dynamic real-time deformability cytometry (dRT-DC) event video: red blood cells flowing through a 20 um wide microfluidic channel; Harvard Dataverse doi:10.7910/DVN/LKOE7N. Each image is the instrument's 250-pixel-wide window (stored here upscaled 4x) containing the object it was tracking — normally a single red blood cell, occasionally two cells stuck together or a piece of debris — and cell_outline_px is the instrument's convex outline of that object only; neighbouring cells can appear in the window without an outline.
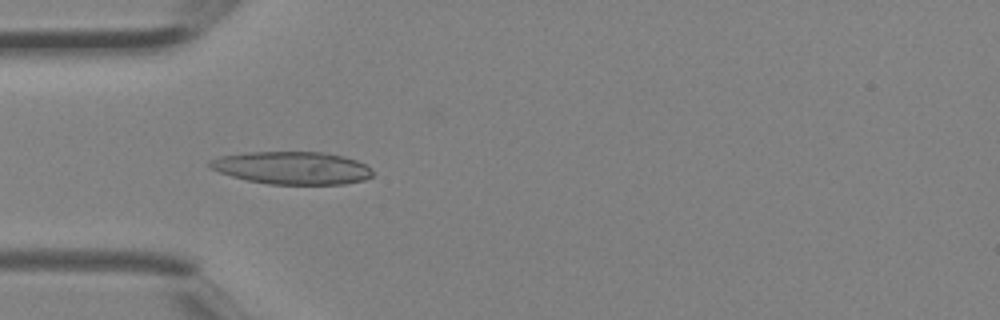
{"species": "Egyptian fruit bat (a non-hibernating species)", "species_latin": "Rousettus aegyptiacus", "temperature_condition": "room temperature", "stored_images_in_passage": 4, "camera_frame_rate_fps": 3000, "um_per_image_px": 0.085, "animal": {"sex": "female"}, "frame": {"image": 1, "passage_image": 3, "time_ms": 0.667, "image_size_px": [1000, 320], "cell_outline_px": [[372, 176], [364, 180], [344, 184], [268, 184], [248, 180], [232, 176], [208, 168], [208, 160], [220, 156], [248, 152], [324, 152], [344, 156], [356, 160], [372, 168]], "centroid_in_image_um": [24.82, 14.27], "position_along_channel_um": 60.2, "area_um2": 31.1}}
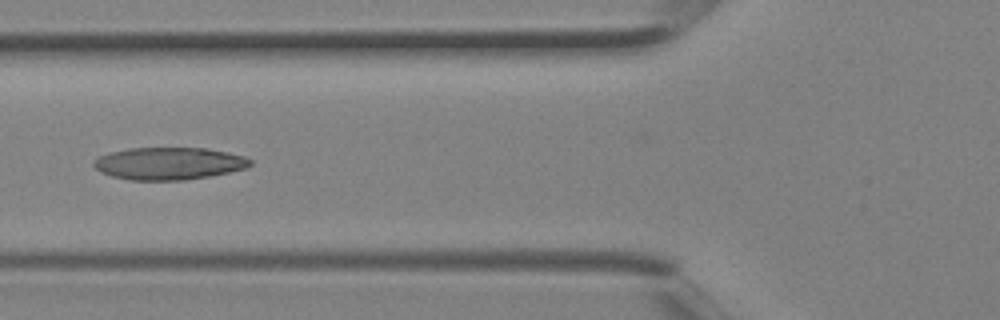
{"frame": {"image": 2, "passage_image": 4, "time_ms": 1.0, "image_size_px": [1000, 320], "cell_outline_px": [[252, 164], [244, 168], [228, 172], [208, 176], [184, 180], [128, 180], [112, 176], [100, 172], [92, 164], [92, 160], [108, 152], [128, 148], [208, 148], [228, 152], [244, 156], [252, 160]], "centroid_in_image_um": [14.32, 13.89], "position_along_channel_um": 111.5, "area_um2": 29.59}}